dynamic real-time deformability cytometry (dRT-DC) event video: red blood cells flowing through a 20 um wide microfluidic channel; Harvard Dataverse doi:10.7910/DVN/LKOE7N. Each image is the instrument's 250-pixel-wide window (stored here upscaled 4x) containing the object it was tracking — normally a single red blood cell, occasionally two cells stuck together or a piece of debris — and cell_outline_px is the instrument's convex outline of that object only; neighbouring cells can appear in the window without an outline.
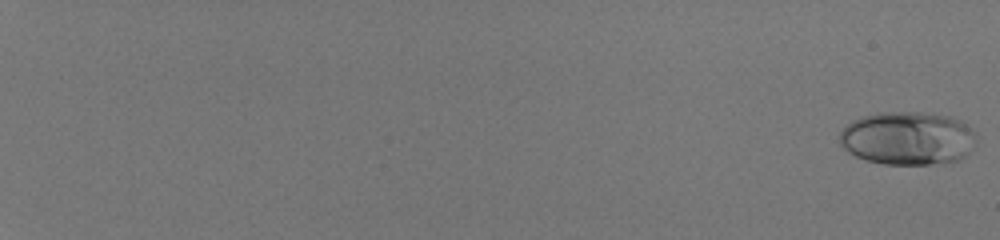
{"species": "human", "species_latin": "Homo sapiens", "temperature_condition": "room temperature", "stored_images_in_passage": 56, "camera_frame_rate_fps": 3000, "um_per_image_px": 0.085, "donor": {"sex": "male"}, "frame": {"image": 1, "passage_image": 1, "time_ms": 0.0, "image_size_px": [1000, 240], "cell_outline_px": [[976, 140], [972, 148], [960, 160], [944, 164], [884, 164], [868, 160], [856, 156], [848, 152], [840, 144], [840, 132], [852, 120], [860, 116], [876, 112], [920, 112], [952, 116], [960, 120], [972, 128], [976, 132]], "centroid_in_image_um": [77.18, 11.74], "position_along_channel_um": 7.8, "area_um2": 43.0}}
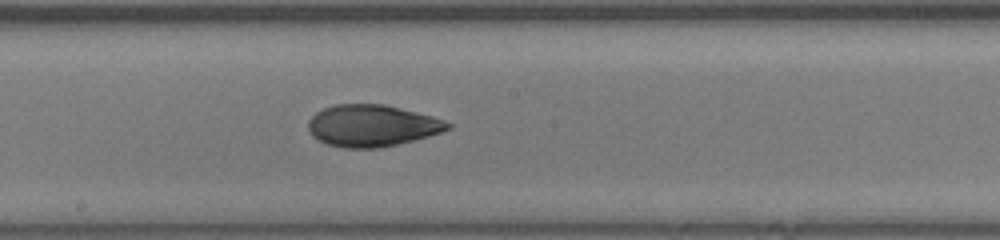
{"frame": {"image": 2, "passage_image": 37, "time_ms": 12.0, "image_size_px": [1000, 240], "cell_outline_px": [[452, 128], [428, 136], [380, 148], [344, 148], [328, 144], [312, 136], [308, 132], [308, 120], [316, 112], [324, 108], [336, 104], [384, 104], [432, 116], [444, 120], [452, 124]], "centroid_in_image_um": [31.6, 10.68], "position_along_channel_um": 216.6, "area_um2": 33.81}}
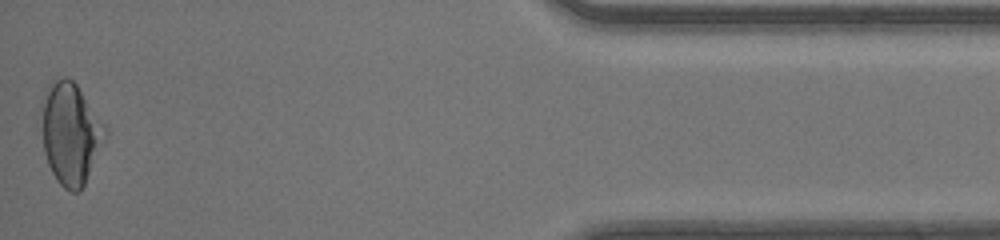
{"frame": {"image": 3, "passage_image": 56, "time_ms": 18.333, "image_size_px": [1000, 240], "cell_outline_px": [[108, 132], [84, 184], [76, 192], [72, 192], [64, 188], [56, 180], [48, 164], [44, 152], [44, 104], [48, 84], [64, 76], [68, 76], [76, 84], [108, 128]], "centroid_in_image_um": [6.04, 11.35], "position_along_channel_um": 429.2, "area_um2": 36.65}, "authors_computed_cell_mechanics": {"area_um2": 34.9401, "velocity_mm_per_s": 4.1818, "shape_relaxation_time_tau1_ms": 5.4818, "shape_relaxation_time_tau2_ms": 1.4697, "deformation_change_tau1": 0.1988, "deformation_change_tau2": 0.066}}